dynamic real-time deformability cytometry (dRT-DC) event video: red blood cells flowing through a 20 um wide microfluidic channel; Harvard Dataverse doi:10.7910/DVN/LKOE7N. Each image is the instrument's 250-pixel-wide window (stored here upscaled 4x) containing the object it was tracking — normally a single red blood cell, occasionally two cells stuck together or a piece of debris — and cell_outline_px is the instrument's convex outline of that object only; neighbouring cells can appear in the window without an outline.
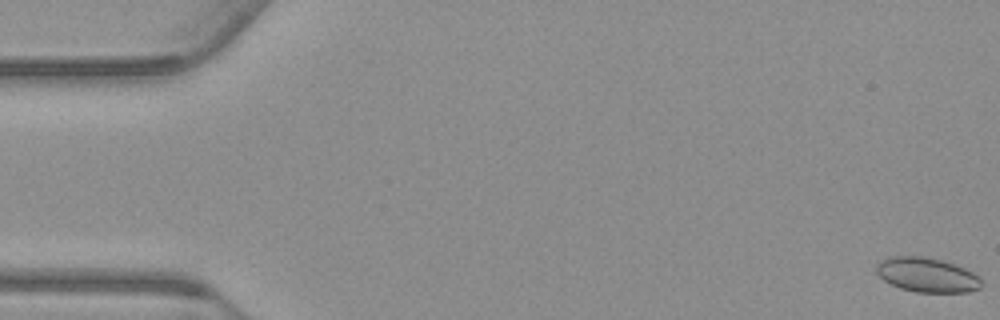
{"species": "common noctule bat (a hibernating species)", "species_latin": "Nyctalus noctula", "temperature_condition": "warm", "stored_images_in_passage": 56, "camera_frame_rate_fps": 3000, "um_per_image_px": 0.085, "animal": {"sex": "male", "body_mass_g": 23.1, "forearm_length_mm": 52.7}, "frame": {"image": 1, "passage_image": 1, "time_ms": 0.0, "image_size_px": [1000, 320], "cell_outline_px": [[980, 288], [968, 292], [916, 292], [900, 288], [884, 280], [876, 272], [876, 264], [884, 260], [896, 256], [920, 256], [940, 260], [964, 268], [972, 272], [980, 280]], "centroid_in_image_um": [78.77, 23.38], "position_along_channel_um": 6.2, "area_um2": 20.63}}
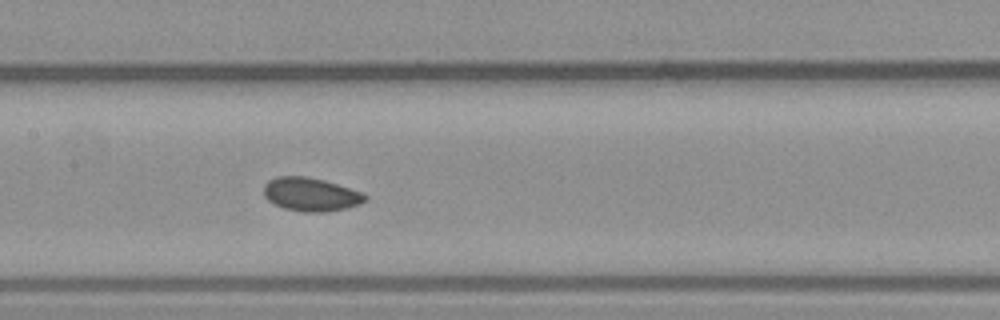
{"frame": {"image": 2, "passage_image": 27, "time_ms": 8.667, "image_size_px": [1000, 320], "cell_outline_px": [[368, 200], [360, 204], [348, 208], [328, 212], [304, 212], [284, 208], [268, 200], [264, 196], [264, 184], [268, 180], [276, 176], [308, 176], [324, 180], [364, 192], [368, 196]], "centroid_in_image_um": [26.46, 16.52], "position_along_channel_um": 180.9, "area_um2": 20.11}}
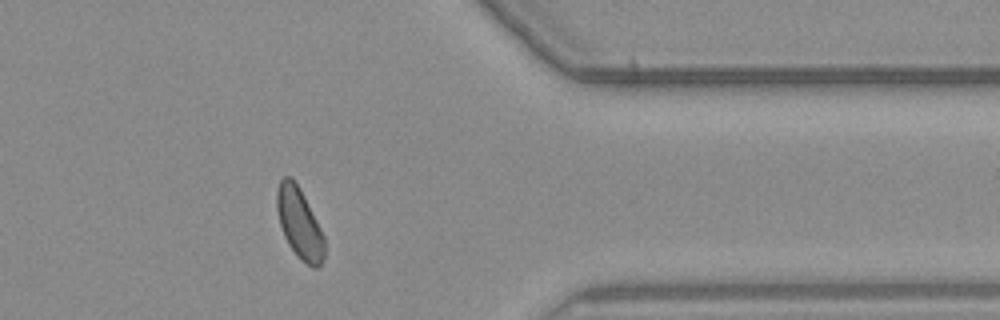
{"frame": {"image": 3, "passage_image": 45, "time_ms": 14.667, "image_size_px": [1000, 320], "cell_outline_px": [[324, 260], [320, 268], [312, 268], [300, 260], [288, 244], [284, 236], [280, 224], [276, 208], [276, 192], [280, 180], [284, 176], [292, 176], [300, 188], [324, 236]], "centroid_in_image_um": [25.44, 19.0], "position_along_channel_um": 386.0, "area_um2": 19.71}}